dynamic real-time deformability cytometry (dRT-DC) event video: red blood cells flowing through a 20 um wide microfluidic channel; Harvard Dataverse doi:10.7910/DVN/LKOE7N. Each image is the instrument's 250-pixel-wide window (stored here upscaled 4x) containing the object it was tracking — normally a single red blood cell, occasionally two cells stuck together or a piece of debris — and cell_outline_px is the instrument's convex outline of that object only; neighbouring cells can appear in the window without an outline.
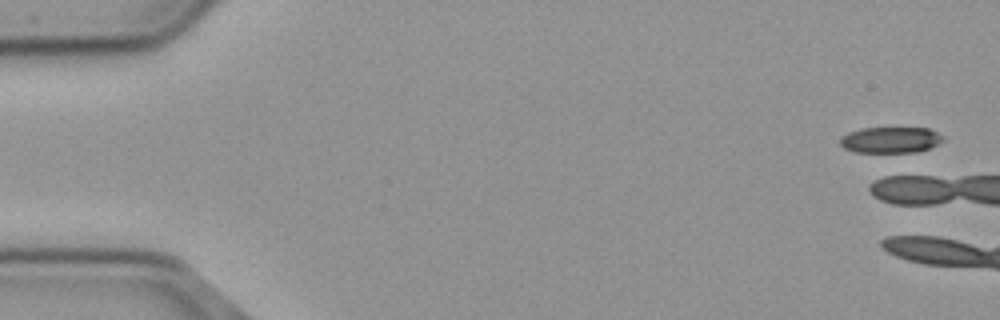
{"species": "common noctule bat (a hibernating species)", "species_latin": "Nyctalus noctula", "temperature_condition": "cold", "stored_images_in_passage": 2, "camera_frame_rate_fps": 3000, "um_per_image_px": 0.085, "animal": {"sex": "male", "body_mass_g": 23.1, "forearm_length_mm": 52.7}, "frame": {"image": 1, "passage_image": 1, "time_ms": 0.0, "image_size_px": [1000, 320], "cell_outline_px": [[944, 140], [928, 148], [916, 152], [856, 152], [844, 148], [840, 144], [840, 136], [848, 132], [860, 128], [928, 128], [944, 136]], "centroid_in_image_um": [75.66, 11.88], "position_along_channel_um": 9.3, "area_um2": 15.61}}